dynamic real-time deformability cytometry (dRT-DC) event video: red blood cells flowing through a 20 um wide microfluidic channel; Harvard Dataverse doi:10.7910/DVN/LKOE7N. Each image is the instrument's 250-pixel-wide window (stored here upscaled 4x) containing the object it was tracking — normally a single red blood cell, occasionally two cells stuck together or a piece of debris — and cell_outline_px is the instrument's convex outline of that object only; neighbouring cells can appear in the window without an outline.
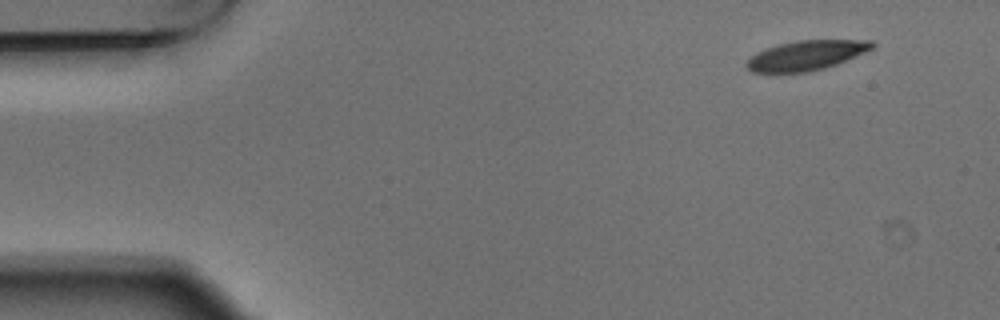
{"species": "Egyptian fruit bat (a non-hibernating species)", "species_latin": "Rousettus aegyptiacus", "temperature_condition": "warm", "stored_images_in_passage": 2, "segment_of_instrument_passage": [2, 2], "camera_frame_rate_fps": 3000, "um_per_image_px": 0.085, "animal": {"sex": "male"}, "frame": {"image": 1, "passage_image": 2, "time_ms": 0.333, "image_size_px": [1000, 320], "cell_outline_px": [[876, 44], [872, 48], [864, 52], [836, 64], [812, 72], [752, 72], [744, 64], [756, 52], [780, 44], [796, 40], [872, 40]], "centroid_in_image_um": [68.53, 4.7], "position_along_channel_um": 16.5, "area_um2": 21.5}}